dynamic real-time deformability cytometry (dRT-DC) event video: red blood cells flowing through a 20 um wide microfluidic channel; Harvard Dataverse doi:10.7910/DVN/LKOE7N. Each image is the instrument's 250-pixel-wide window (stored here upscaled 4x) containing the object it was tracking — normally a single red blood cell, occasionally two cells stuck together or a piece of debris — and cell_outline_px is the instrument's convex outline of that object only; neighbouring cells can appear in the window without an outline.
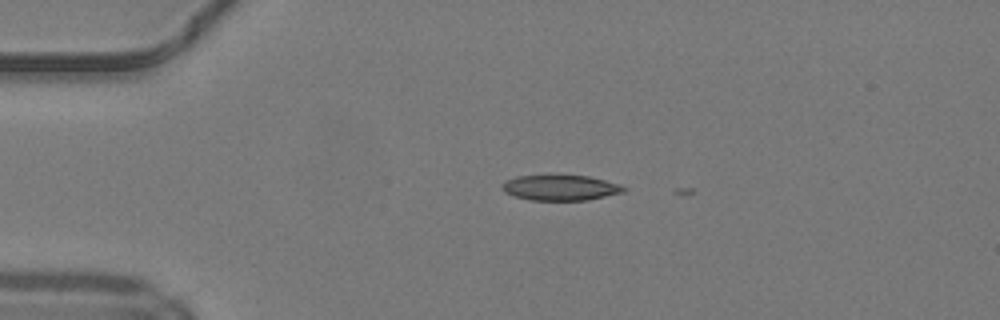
{"species": "common noctule bat (a hibernating species)", "species_latin": "Nyctalus noctula", "temperature_condition": "warm", "stored_images_in_passage": 4, "camera_frame_rate_fps": 3000, "um_per_image_px": 0.085, "animal": {"sex": "male", "body_mass_g": 19.2, "forearm_length_mm": 51.8}, "frame": {"image": 1, "passage_image": 1, "time_ms": 0.0, "image_size_px": [1000, 320], "cell_outline_px": [[628, 188], [624, 192], [588, 200], [528, 200], [512, 196], [504, 192], [500, 188], [500, 184], [504, 180], [516, 176], [588, 176], [620, 184]], "centroid_in_image_um": [47.58, 15.96], "position_along_channel_um": 37.4, "area_um2": 18.15}}